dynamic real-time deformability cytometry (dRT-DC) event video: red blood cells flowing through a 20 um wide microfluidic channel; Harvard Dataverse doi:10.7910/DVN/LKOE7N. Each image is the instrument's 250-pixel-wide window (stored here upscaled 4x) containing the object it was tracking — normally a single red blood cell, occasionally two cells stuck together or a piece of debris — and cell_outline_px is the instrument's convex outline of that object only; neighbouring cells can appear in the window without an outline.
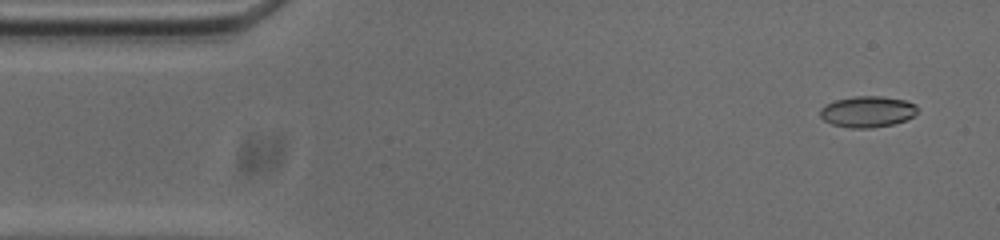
{"species": "common noctule bat (a hibernating species)", "species_latin": "Nyctalus noctula", "temperature_condition": "cold", "stored_images_in_passage": 53, "camera_frame_rate_fps": 3000, "um_per_image_px": 0.085, "animal": {"sex": "male", "body_mass_g": 20.0, "forearm_length_mm": 53.3}, "frame": {"image": 1, "passage_image": 3, "time_ms": 0.667, "image_size_px": [1000, 240], "cell_outline_px": [[920, 108], [912, 116], [904, 120], [892, 124], [872, 128], [852, 128], [832, 124], [824, 120], [820, 116], [820, 108], [824, 104], [836, 100], [856, 96], [884, 96], [904, 100], [916, 104]], "centroid_in_image_um": [73.73, 9.48], "position_along_channel_um": 11.3, "area_um2": 17.69}}
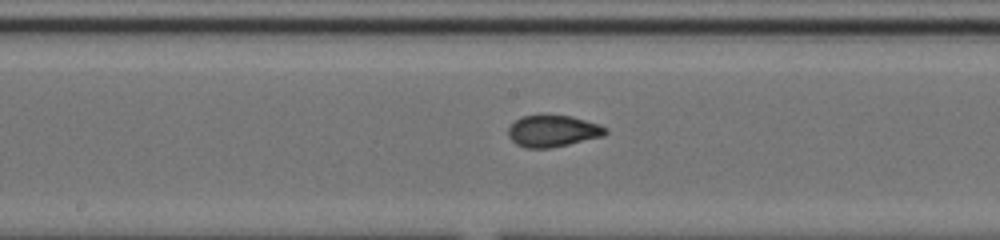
{"frame": {"image": 2, "passage_image": 26, "time_ms": 8.333, "image_size_px": [1000, 240], "cell_outline_px": [[608, 132], [604, 136], [568, 144], [548, 148], [524, 148], [516, 144], [508, 136], [508, 128], [520, 116], [572, 116], [600, 124], [608, 128]], "centroid_in_image_um": [47.01, 11.14], "position_along_channel_um": 201.2, "area_um2": 17.86}}
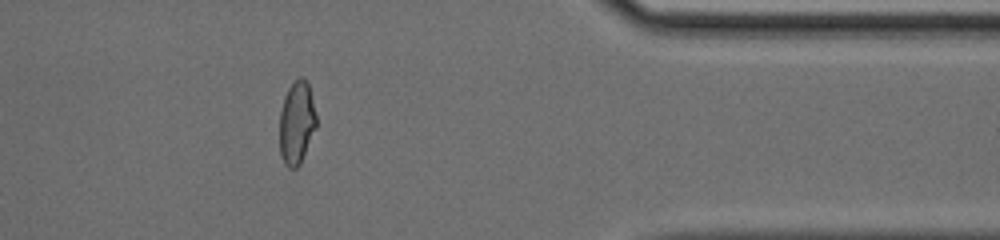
{"frame": {"image": 3, "passage_image": 43, "time_ms": 14.0, "image_size_px": [1000, 240], "cell_outline_px": [[316, 128], [300, 164], [296, 168], [288, 168], [284, 164], [280, 152], [280, 112], [284, 96], [288, 88], [300, 76], [304, 76], [308, 80], [316, 116]], "centroid_in_image_um": [25.22, 10.41], "position_along_channel_um": 386.2, "area_um2": 17.86}, "authors_computed_cell_mechanics": {"area_um2": 17.9758, "velocity_mm_per_s": 3.7399, "shape_relaxation_time_tau1_ms": 5.7953, "shape_relaxation_time_tau2_ms": 0.9087, "deformation_change_tau1": 0.1588, "deformation_change_tau2": 0.0387}}